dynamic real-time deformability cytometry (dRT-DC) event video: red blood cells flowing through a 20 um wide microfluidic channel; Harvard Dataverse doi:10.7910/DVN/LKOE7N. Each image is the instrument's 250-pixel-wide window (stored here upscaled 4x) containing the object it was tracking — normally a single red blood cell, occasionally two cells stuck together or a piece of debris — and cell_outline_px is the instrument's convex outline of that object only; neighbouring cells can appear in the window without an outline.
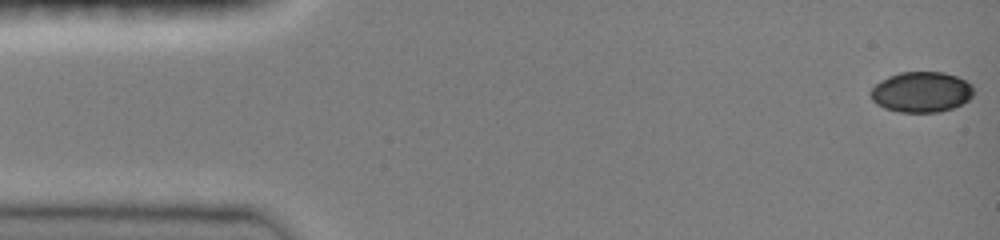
{"species": "common noctule bat (a hibernating species)", "species_latin": "Nyctalus noctula", "temperature_condition": "room temperature", "stored_images_in_passage": 47, "camera_frame_rate_fps": 3000, "um_per_image_px": 0.085, "animal": {"sex": "female", "body_mass_g": 19.0, "forearm_length_mm": 51.5}, "frame": {"image": 1, "passage_image": 1, "time_ms": 0.0, "image_size_px": [1000, 240], "cell_outline_px": [[972, 96], [968, 100], [952, 108], [936, 112], [900, 112], [884, 108], [876, 104], [872, 100], [868, 92], [880, 80], [888, 76], [900, 72], [944, 72], [956, 76], [972, 84]], "centroid_in_image_um": [78.27, 7.81], "position_along_channel_um": 6.7, "area_um2": 24.33}}
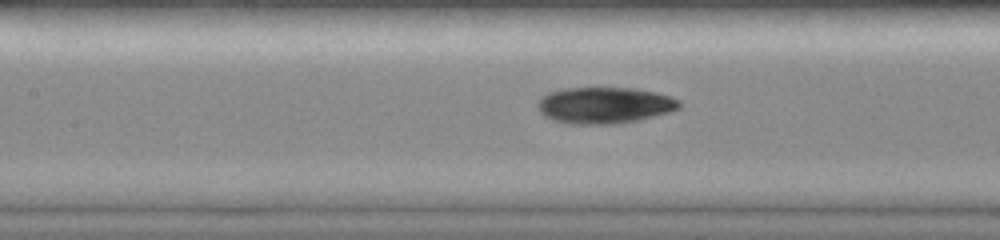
{"frame": {"image": 2, "passage_image": 21, "time_ms": 6.667, "image_size_px": [1000, 240], "cell_outline_px": [[680, 108], [672, 112], [640, 120], [616, 124], [568, 124], [552, 120], [544, 116], [540, 112], [536, 104], [540, 96], [548, 92], [560, 88], [632, 88], [656, 92], [672, 96], [680, 100]], "centroid_in_image_um": [51.38, 8.95], "position_along_channel_um": 156.0, "area_um2": 30.63}}
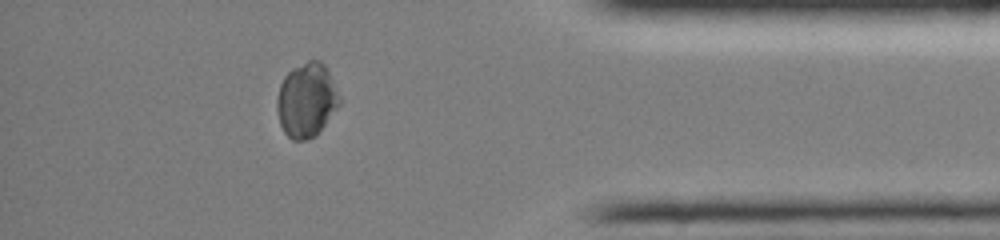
{"frame": {"image": 3, "passage_image": 41, "time_ms": 13.333, "image_size_px": [1000, 240], "cell_outline_px": [[340, 104], [316, 136], [308, 140], [292, 140], [284, 132], [280, 124], [276, 108], [276, 100], [280, 84], [284, 76], [292, 68], [308, 60], [320, 60], [324, 64], [340, 96]], "centroid_in_image_um": [26.04, 8.52], "position_along_channel_um": 409.2, "area_um2": 27.11}, "authors_computed_cell_mechanics": {"area_um2": 27.8596, "velocity_mm_per_s": 4.0831, "shape_relaxation_time_tau1_ms": 4.5242, "shape_relaxation_time_tau2_ms": 3.6649, "deformation_change_tau1": 0.1296, "deformation_change_tau2": 0.0609}}